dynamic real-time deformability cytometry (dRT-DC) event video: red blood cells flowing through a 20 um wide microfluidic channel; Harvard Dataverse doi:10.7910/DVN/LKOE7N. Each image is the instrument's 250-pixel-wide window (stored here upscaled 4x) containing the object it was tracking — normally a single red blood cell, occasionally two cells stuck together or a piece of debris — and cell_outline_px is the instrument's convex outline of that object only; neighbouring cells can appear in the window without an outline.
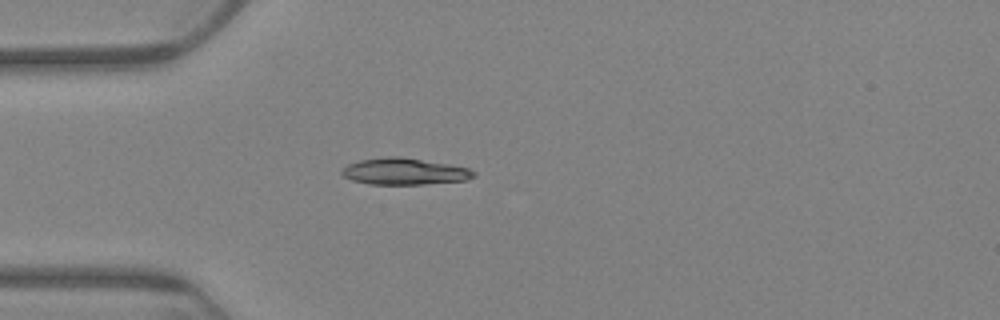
{"species": "Egyptian fruit bat (a non-hibernating species)", "species_latin": "Rousettus aegyptiacus", "temperature_condition": "warm", "stored_images_in_passage": 46, "camera_frame_rate_fps": 3000, "um_per_image_px": 0.085, "animal": {"sex": "female"}, "frame": {"image": 1, "passage_image": 1, "time_ms": 0.0, "image_size_px": [1000, 320], "cell_outline_px": [[476, 176], [468, 180], [424, 184], [368, 184], [352, 180], [344, 176], [340, 172], [348, 164], [360, 160], [388, 156], [400, 156], [448, 164], [468, 168], [476, 172]], "centroid_in_image_um": [34.39, 14.57], "position_along_channel_um": 50.6, "area_um2": 20.4}}
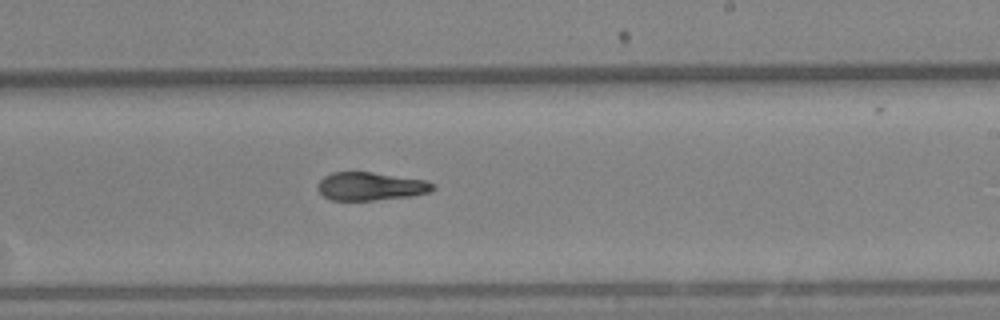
{"frame": {"image": 2, "passage_image": 21, "time_ms": 6.667, "image_size_px": [1000, 320], "cell_outline_px": [[436, 188], [428, 192], [412, 196], [372, 200], [332, 200], [324, 196], [316, 188], [316, 184], [324, 176], [332, 172], [372, 172], [428, 180], [436, 184]], "centroid_in_image_um": [31.52, 15.83], "position_along_channel_um": 257.5, "area_um2": 19.07}}
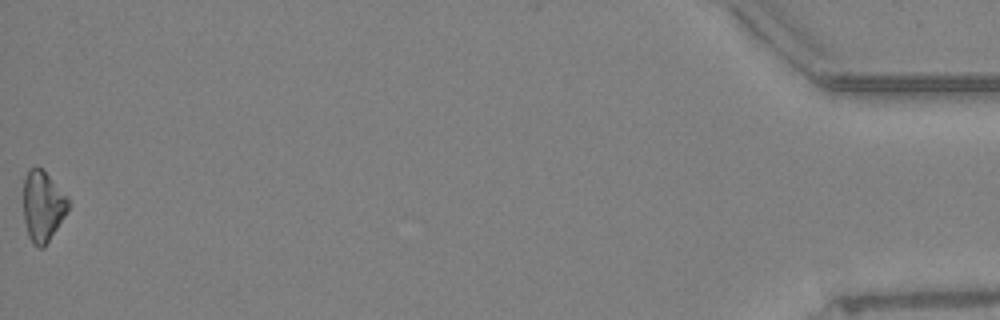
{"frame": {"image": 3, "passage_image": 46, "time_ms": 15.0, "image_size_px": [1000, 320], "cell_outline_px": [[68, 208], [64, 216], [44, 248], [36, 248], [32, 244], [28, 236], [24, 220], [24, 176], [28, 168], [40, 168], [68, 196]], "centroid_in_image_um": [3.61, 17.55], "position_along_channel_um": 431.6, "area_um2": 18.26}, "authors_computed_cell_mechanics": {"area_um2": 19.5075, "velocity_mm_per_s": 3.2729, "shape_relaxation_time_tau1_ms": 11.3764, "shape_relaxation_time_tau2_ms": 4.7477, "deformation_change_tau1": 0.2269, "deformation_change_tau2": 0.0948}}